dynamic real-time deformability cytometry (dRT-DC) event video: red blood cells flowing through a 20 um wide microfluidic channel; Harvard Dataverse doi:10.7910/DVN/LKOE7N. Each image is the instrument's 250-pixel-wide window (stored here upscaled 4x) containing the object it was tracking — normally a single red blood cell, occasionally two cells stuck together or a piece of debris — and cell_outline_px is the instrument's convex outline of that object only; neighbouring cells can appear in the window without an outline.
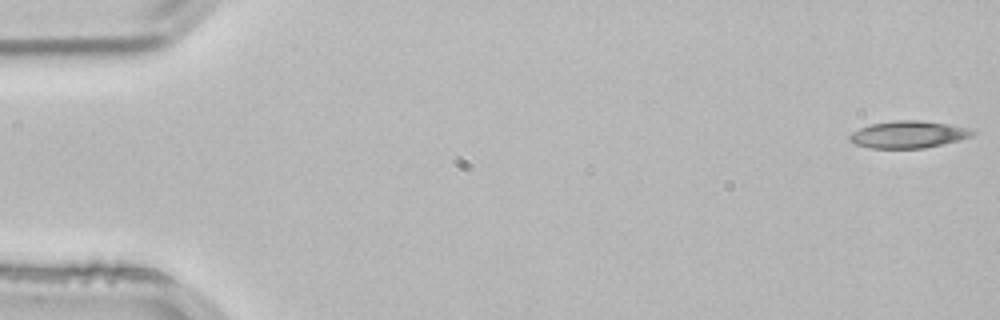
{"species": "common noctule bat (a hibernating species)", "species_latin": "Nyctalus noctula", "temperature_condition": "room temperature", "stored_images_in_passage": 53, "camera_frame_rate_fps": 3000, "um_per_image_px": 0.085, "animal": {"sex": "male", "body_mass_g": 21.5, "forearm_length_mm": 52.0}, "frame": {"image": 1, "passage_image": 1, "time_ms": 0.0, "image_size_px": [1000, 320], "cell_outline_px": [[976, 132], [972, 136], [924, 148], [868, 148], [856, 144], [848, 140], [848, 136], [852, 132], [868, 124], [896, 120], [920, 120], [948, 124], [972, 128]], "centroid_in_image_um": [77.18, 11.42], "position_along_channel_um": 7.8, "area_um2": 19.42}}
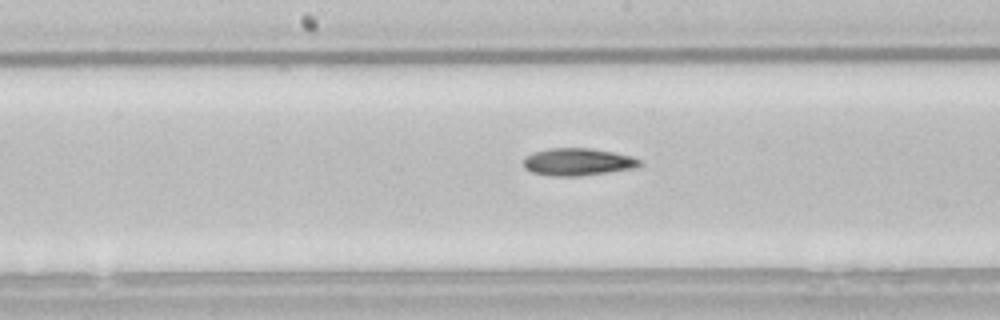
{"frame": {"image": 2, "passage_image": 27, "time_ms": 8.667, "image_size_px": [1000, 320], "cell_outline_px": [[640, 164], [636, 168], [580, 176], [552, 176], [532, 172], [524, 168], [524, 156], [532, 152], [548, 148], [592, 148], [632, 156], [640, 160]], "centroid_in_image_um": [49.07, 13.75], "position_along_channel_um": 199.1, "area_um2": 18.61}}
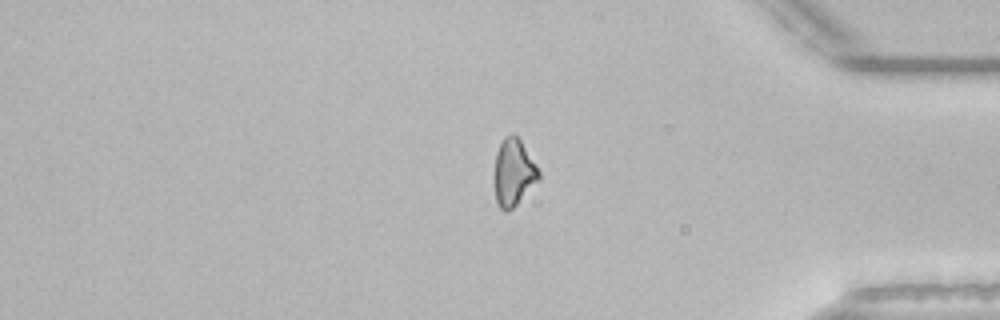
{"frame": {"image": 3, "passage_image": 44, "time_ms": 14.333, "image_size_px": [1000, 320], "cell_outline_px": [[540, 180], [508, 212], [504, 212], [500, 208], [496, 200], [492, 180], [496, 152], [504, 136], [512, 132], [520, 140], [540, 172]], "centroid_in_image_um": [43.61, 14.68], "position_along_channel_um": 391.6, "area_um2": 17.63}, "authors_computed_cell_mechanics": {"area_um2": 18.4382, "velocity_mm_per_s": 3.8406, "shape_relaxation_time_tau1_ms": 8.3557, "shape_relaxation_time_tau2_ms": null, "deformation_change_tau1": 0.1595, "deformation_change_tau2": null}}